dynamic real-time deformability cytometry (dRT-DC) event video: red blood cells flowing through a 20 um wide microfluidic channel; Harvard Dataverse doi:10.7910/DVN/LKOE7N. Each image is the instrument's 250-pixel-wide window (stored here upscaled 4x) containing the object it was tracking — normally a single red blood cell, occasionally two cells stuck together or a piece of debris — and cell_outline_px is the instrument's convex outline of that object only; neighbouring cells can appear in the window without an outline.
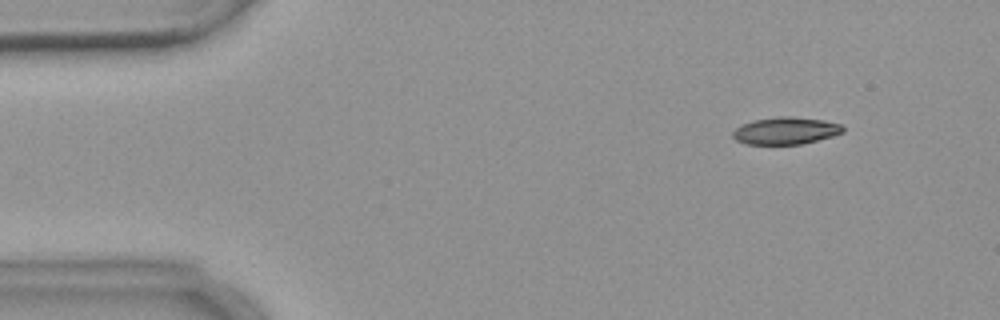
{"species": "common noctule bat (a hibernating species)", "species_latin": "Nyctalus noctula", "temperature_condition": "warm", "stored_images_in_passage": 5, "camera_frame_rate_fps": 3000, "um_per_image_px": 0.085, "animal": {"sex": "female", "body_mass_g": 18.4}, "frame": {"image": 1, "passage_image": 2, "time_ms": 1.333, "image_size_px": [1000, 320], "cell_outline_px": [[844, 132], [832, 136], [800, 144], [748, 144], [736, 140], [732, 136], [732, 132], [736, 128], [752, 120], [780, 116], [792, 116], [824, 120], [840, 124], [844, 128]], "centroid_in_image_um": [66.78, 11.1], "position_along_channel_um": 18.2, "area_um2": 17.34}}
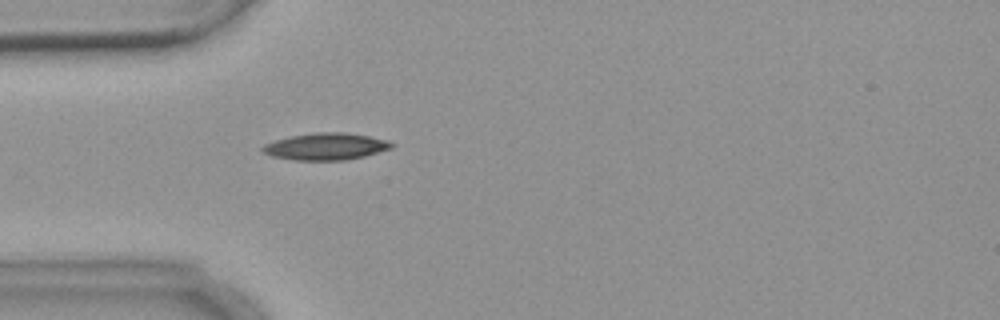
{"frame": {"image": 2, "passage_image": 5, "time_ms": 4.667, "image_size_px": [1000, 320], "cell_outline_px": [[396, 144], [392, 148], [364, 156], [344, 160], [296, 160], [272, 156], [264, 152], [260, 148], [264, 144], [276, 140], [292, 136], [316, 132], [344, 132], [368, 136], [388, 140]], "centroid_in_image_um": [27.72, 12.45], "position_along_channel_um": 57.3, "area_um2": 20.11}}